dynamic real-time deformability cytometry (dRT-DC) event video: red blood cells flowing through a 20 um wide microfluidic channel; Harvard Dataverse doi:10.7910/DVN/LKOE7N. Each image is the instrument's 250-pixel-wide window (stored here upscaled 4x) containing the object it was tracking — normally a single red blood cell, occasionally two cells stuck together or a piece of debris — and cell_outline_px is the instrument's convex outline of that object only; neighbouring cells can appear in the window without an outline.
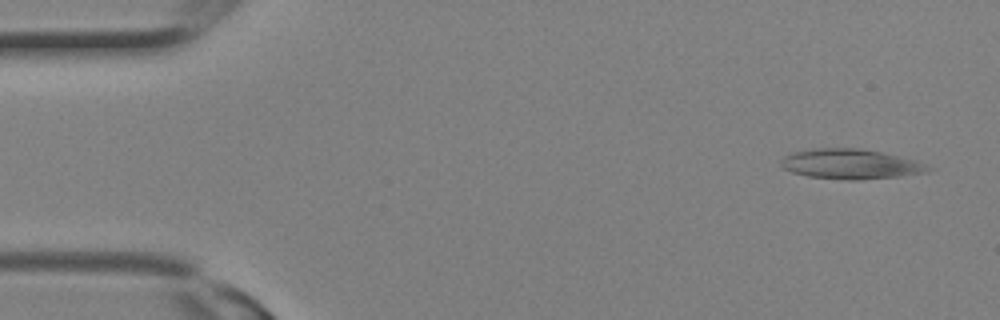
{"species": "Egyptian fruit bat (a non-hibernating species)", "species_latin": "Rousettus aegyptiacus", "temperature_condition": "room temperature", "stored_images_in_passage": 14, "camera_frame_rate_fps": 3000, "um_per_image_px": 0.085, "animal": {"sex": "female"}, "frame": {"image": 1, "passage_image": 2, "time_ms": 0.333, "image_size_px": [1000, 320], "cell_outline_px": [[936, 168], [924, 172], [900, 176], [860, 180], [848, 180], [808, 176], [792, 172], [784, 168], [780, 164], [780, 160], [784, 156], [792, 152], [812, 148], [860, 148], [880, 152], [912, 160]], "centroid_in_image_um": [72.24, 13.94], "position_along_channel_um": 12.8, "area_um2": 25.49}}
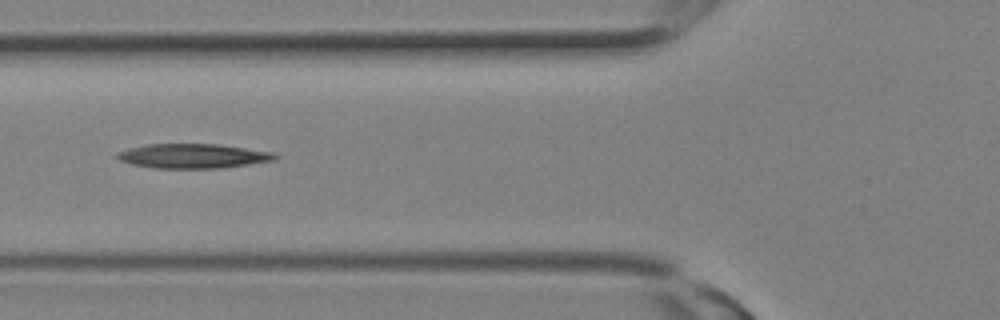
{"frame": {"image": 2, "passage_image": 11, "time_ms": 3.333, "image_size_px": [1000, 320], "cell_outline_px": [[280, 156], [276, 160], [220, 168], [152, 168], [132, 164], [120, 160], [116, 156], [116, 152], [128, 148], [148, 144], [216, 144], [272, 152]], "centroid_in_image_um": [16.38, 13.26], "position_along_channel_um": 109.4, "area_um2": 22.43}}
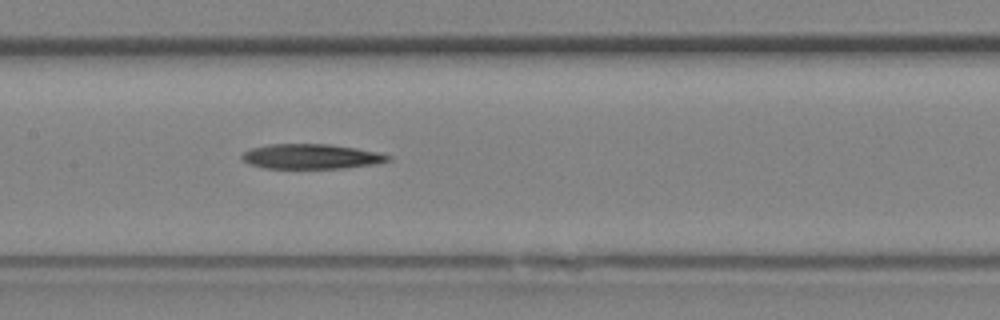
{"frame": {"image": 3, "passage_image": 14, "time_ms": 4.333, "image_size_px": [1000, 320], "cell_outline_px": [[392, 160], [376, 164], [344, 168], [264, 168], [252, 164], [244, 160], [240, 156], [244, 152], [252, 148], [268, 144], [328, 144], [356, 148], [380, 152], [392, 156]], "centroid_in_image_um": [26.52, 13.3], "position_along_channel_um": 180.9, "area_um2": 21.21}}